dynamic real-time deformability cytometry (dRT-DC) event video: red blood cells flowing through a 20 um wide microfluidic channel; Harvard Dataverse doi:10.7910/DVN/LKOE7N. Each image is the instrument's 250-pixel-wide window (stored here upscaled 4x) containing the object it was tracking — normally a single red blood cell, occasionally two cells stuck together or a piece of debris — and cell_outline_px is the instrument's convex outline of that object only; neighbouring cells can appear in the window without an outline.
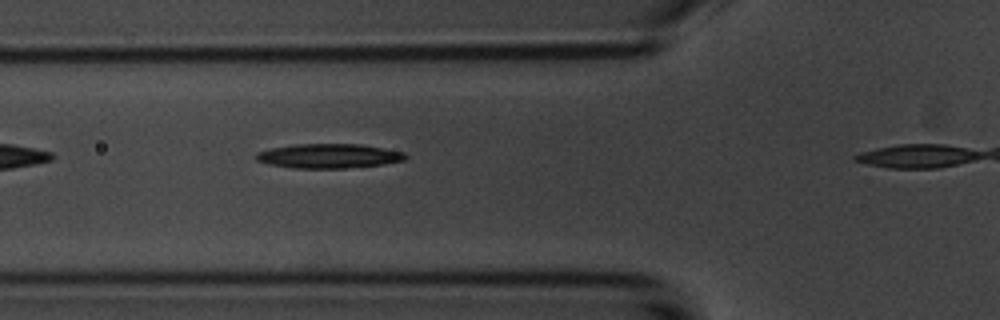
{"species": "common noctule bat (a hibernating species)", "species_latin": "Nyctalus noctula", "temperature_condition": "room temperature", "stored_images_in_passage": 4, "camera_frame_rate_fps": 3000, "um_per_image_px": 0.085, "animal": {"sex": "male", "body_mass_g": 20.1, "forearm_length_mm": 53.5}, "frame": {"image": 1, "passage_image": 3, "time_ms": 0.667, "image_size_px": [1000, 320], "cell_outline_px": [[408, 156], [404, 160], [384, 164], [344, 168], [292, 168], [268, 164], [256, 160], [256, 152], [272, 148], [296, 144], [360, 144], [404, 152]], "centroid_in_image_um": [27.94, 13.26], "position_along_channel_um": 97.9, "area_um2": 21.15}}